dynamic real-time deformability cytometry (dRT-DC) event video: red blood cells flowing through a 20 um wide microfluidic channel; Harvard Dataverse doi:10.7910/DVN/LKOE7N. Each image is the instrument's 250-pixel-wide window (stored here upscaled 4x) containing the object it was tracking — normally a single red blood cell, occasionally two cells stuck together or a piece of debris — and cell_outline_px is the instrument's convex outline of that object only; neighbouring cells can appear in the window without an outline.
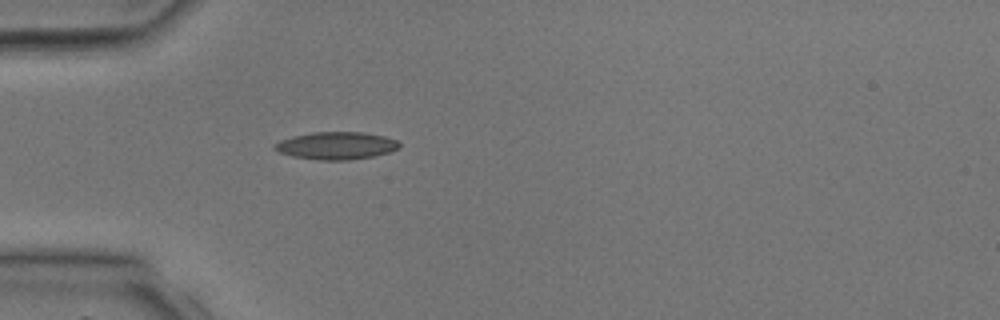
{"species": "common noctule bat (a hibernating species)", "species_latin": "Nyctalus noctula", "temperature_condition": "room temperature", "stored_images_in_passage": 1, "camera_frame_rate_fps": 3000, "um_per_image_px": 0.085, "animal": {"sex": "male", "body_mass_g": 17.9, "forearm_length_mm": 54.2}, "frame": {"image": 1, "passage_image": 1, "time_ms": 0.0, "image_size_px": [1000, 320], "cell_outline_px": [[400, 144], [396, 148], [388, 152], [372, 156], [348, 160], [320, 160], [292, 156], [280, 152], [272, 148], [272, 144], [280, 140], [292, 136], [312, 132], [364, 132], [384, 136], [396, 140]], "centroid_in_image_um": [28.52, 12.37], "position_along_channel_um": 56.5, "area_um2": 19.88}}